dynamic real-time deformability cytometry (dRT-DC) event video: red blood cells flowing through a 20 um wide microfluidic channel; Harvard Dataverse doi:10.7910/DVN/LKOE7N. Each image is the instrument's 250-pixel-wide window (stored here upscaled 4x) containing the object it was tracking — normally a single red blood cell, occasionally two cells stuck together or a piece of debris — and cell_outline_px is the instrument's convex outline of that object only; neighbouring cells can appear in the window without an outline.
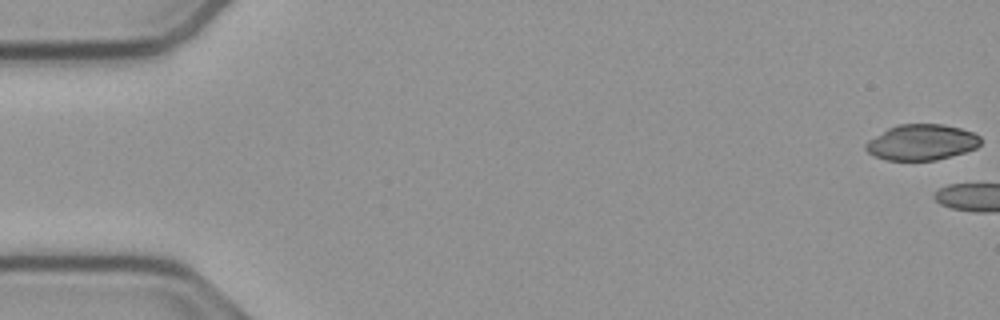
{"species": "common noctule bat (a hibernating species)", "species_latin": "Nyctalus noctula", "temperature_condition": "cold", "stored_images_in_passage": 7, "camera_frame_rate_fps": 3000, "um_per_image_px": 0.085, "animal": {"sex": "male", "body_mass_g": 23.1, "forearm_length_mm": 52.7}, "frame": {"image": 1, "passage_image": 1, "time_ms": 0.0, "image_size_px": [1000, 320], "cell_outline_px": [[980, 144], [976, 148], [964, 152], [936, 160], [888, 160], [876, 156], [868, 152], [864, 148], [864, 144], [868, 140], [888, 128], [896, 124], [944, 124], [960, 128], [972, 132], [980, 136]], "centroid_in_image_um": [78.32, 12.08], "position_along_channel_um": 6.7, "area_um2": 23.87}}